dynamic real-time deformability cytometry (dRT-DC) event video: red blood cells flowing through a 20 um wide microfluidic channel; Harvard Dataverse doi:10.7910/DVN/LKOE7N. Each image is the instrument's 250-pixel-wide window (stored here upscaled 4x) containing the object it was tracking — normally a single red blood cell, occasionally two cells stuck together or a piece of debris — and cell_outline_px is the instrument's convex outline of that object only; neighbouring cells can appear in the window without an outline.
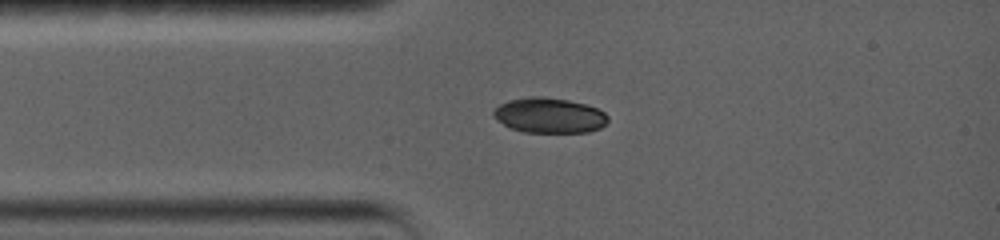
{"species": "common noctule bat (a hibernating species)", "species_latin": "Nyctalus noctula", "temperature_condition": "warm", "stored_images_in_passage": 12, "camera_frame_rate_fps": 5000, "um_per_image_px": 0.085, "animal": {"sex": "female", "body_mass_g": 19.0, "forearm_length_mm": 56.7}, "frame": {"image": 1, "passage_image": 1, "time_ms": 0.0, "image_size_px": [1000, 240], "cell_outline_px": [[608, 120], [600, 128], [588, 132], [524, 132], [512, 128], [504, 124], [492, 116], [492, 112], [500, 104], [508, 100], [528, 96], [544, 96], [568, 100], [584, 104], [596, 108], [604, 112], [608, 116]], "centroid_in_image_um": [46.67, 9.8], "position_along_channel_um": 38.3, "area_um2": 23.41}}
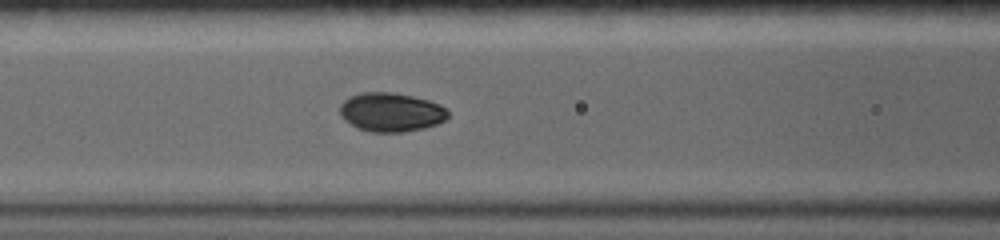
{"frame": {"image": 2, "passage_image": 4, "time_ms": 2.8, "image_size_px": [1000, 240], "cell_outline_px": [[448, 116], [444, 120], [436, 124], [424, 128], [404, 132], [372, 132], [356, 128], [344, 120], [340, 116], [340, 104], [344, 100], [360, 92], [392, 92], [412, 96], [428, 100], [440, 104], [448, 108]], "centroid_in_image_um": [33.23, 9.54], "position_along_channel_um": 133.4, "area_um2": 24.68}}
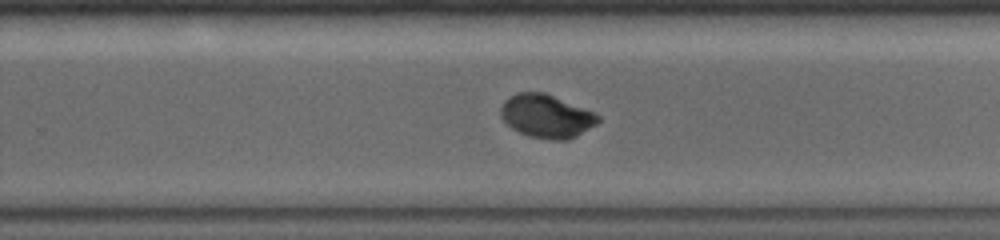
{"frame": {"image": 3, "passage_image": 12, "time_ms": 7.0, "image_size_px": [1000, 240], "cell_outline_px": [[600, 120], [596, 124], [576, 136], [568, 140], [552, 140], [528, 136], [512, 128], [500, 116], [500, 108], [504, 100], [516, 92], [544, 92], [596, 112], [600, 116]], "centroid_in_image_um": [46.45, 9.86], "position_along_channel_um": 283.3, "area_um2": 24.68}}